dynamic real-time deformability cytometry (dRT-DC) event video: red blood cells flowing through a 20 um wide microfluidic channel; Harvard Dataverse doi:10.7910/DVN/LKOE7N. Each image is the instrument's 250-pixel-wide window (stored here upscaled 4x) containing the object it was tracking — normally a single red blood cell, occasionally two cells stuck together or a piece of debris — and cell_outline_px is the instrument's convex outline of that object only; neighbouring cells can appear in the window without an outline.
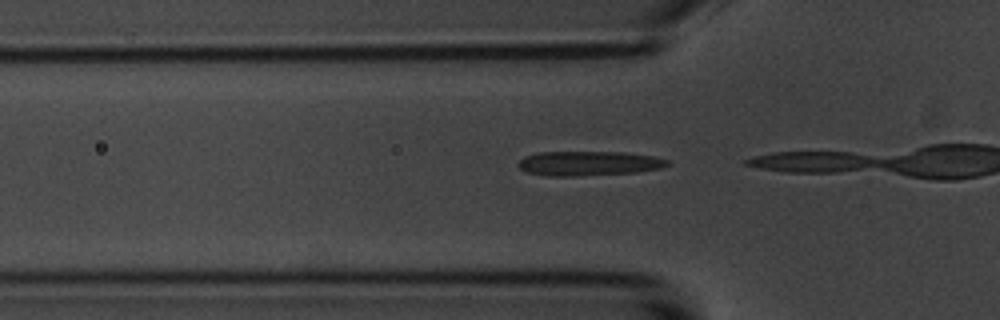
{"species": "common noctule bat (a hibernating species)", "species_latin": "Nyctalus noctula", "temperature_condition": "room temperature", "stored_images_in_passage": 15, "camera_frame_rate_fps": 3000, "um_per_image_px": 0.085, "animal": {"sex": "male", "body_mass_g": 20.1, "forearm_length_mm": 53.5}, "frame": {"image": 1, "passage_image": 14, "time_ms": 4.333, "image_size_px": [1000, 320], "cell_outline_px": [[668, 164], [660, 168], [636, 172], [580, 176], [544, 176], [528, 172], [520, 168], [516, 164], [524, 156], [540, 152], [624, 152], [652, 156], [668, 160]], "centroid_in_image_um": [49.99, 13.89], "position_along_channel_um": 75.8, "area_um2": 21.27}}